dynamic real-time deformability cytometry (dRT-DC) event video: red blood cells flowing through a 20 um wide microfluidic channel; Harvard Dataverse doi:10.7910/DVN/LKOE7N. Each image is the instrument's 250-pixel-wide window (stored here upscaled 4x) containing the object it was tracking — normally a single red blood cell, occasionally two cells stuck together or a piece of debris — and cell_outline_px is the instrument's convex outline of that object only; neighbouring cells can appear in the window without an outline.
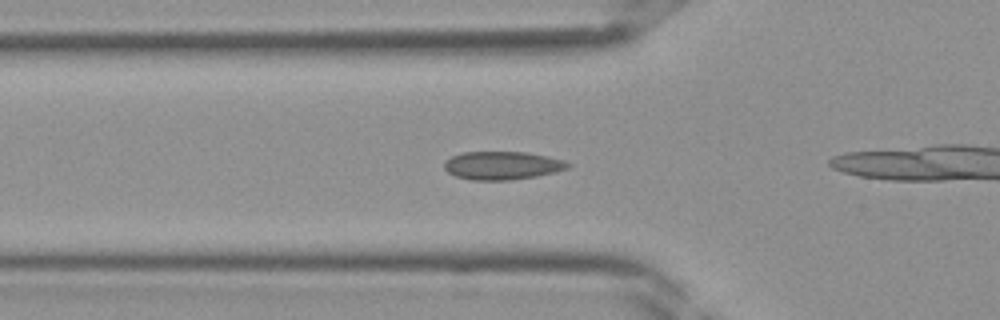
{"species": "Egyptian fruit bat (a non-hibernating species)", "species_latin": "Rousettus aegyptiacus", "temperature_condition": "room temperature", "stored_images_in_passage": 35, "camera_frame_rate_fps": 3000, "um_per_image_px": 0.085, "frame": {"image": 1, "passage_image": 8, "time_ms": 2.333, "image_size_px": [1000, 320], "cell_outline_px": [[572, 164], [568, 168], [536, 176], [508, 180], [472, 180], [456, 176], [448, 172], [444, 168], [444, 160], [452, 156], [464, 152], [524, 152], [548, 156], [564, 160]], "centroid_in_image_um": [42.67, 14.06], "position_along_channel_um": 83.1, "area_um2": 20.23}}
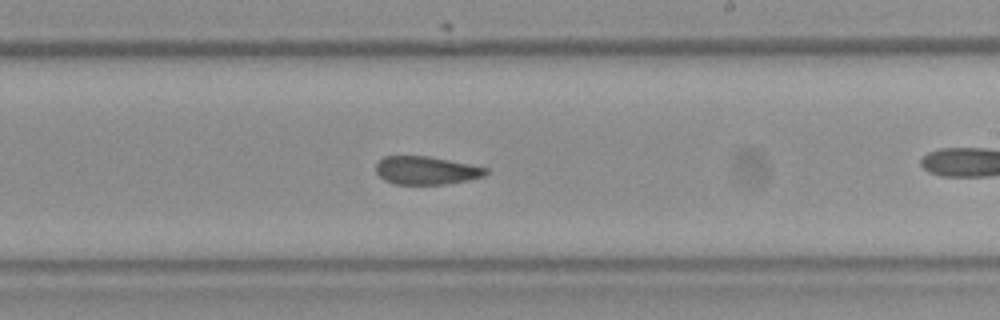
{"frame": {"image": 2, "passage_image": 18, "time_ms": 5.667, "image_size_px": [1000, 320], "cell_outline_px": [[488, 172], [484, 176], [468, 180], [444, 184], [396, 184], [384, 180], [376, 172], [376, 164], [384, 156], [428, 156], [488, 168]], "centroid_in_image_um": [36.22, 14.49], "position_along_channel_um": 252.8, "area_um2": 17.86}}
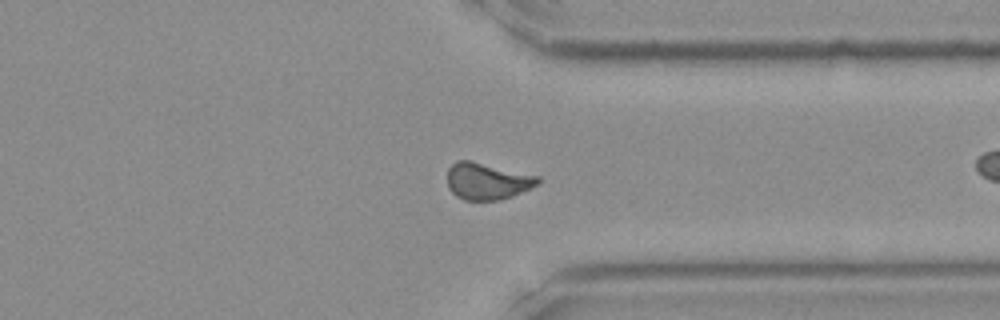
{"frame": {"image": 3, "passage_image": 25, "time_ms": 8.0, "image_size_px": [1000, 320], "cell_outline_px": [[540, 184], [512, 196], [500, 200], [464, 200], [456, 196], [448, 188], [448, 168], [456, 160], [468, 160], [540, 176]], "centroid_in_image_um": [41.42, 15.4], "position_along_channel_um": 370.0, "area_um2": 19.42}}